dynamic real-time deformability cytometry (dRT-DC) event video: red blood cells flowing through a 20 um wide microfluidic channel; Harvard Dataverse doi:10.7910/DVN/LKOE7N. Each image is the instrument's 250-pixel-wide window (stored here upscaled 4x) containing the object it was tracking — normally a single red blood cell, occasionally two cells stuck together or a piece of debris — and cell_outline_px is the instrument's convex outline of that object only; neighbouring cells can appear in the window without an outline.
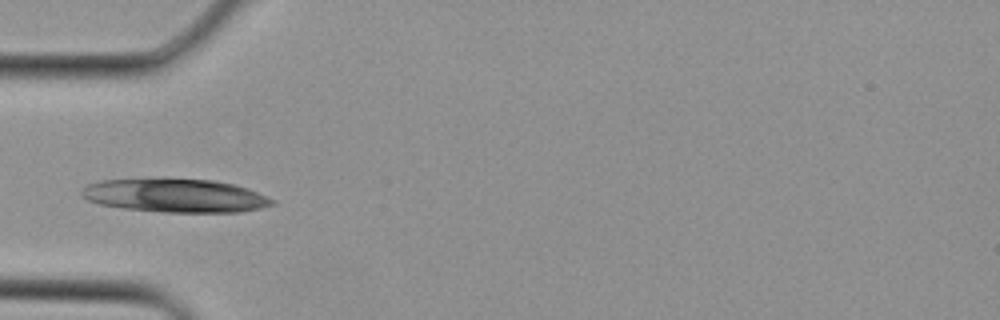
{"species": "Egyptian fruit bat (a non-hibernating species)", "species_latin": "Rousettus aegyptiacus", "temperature_condition": "cold", "stored_images_in_passage": 3, "camera_frame_rate_fps": 3000, "um_per_image_px": 0.085, "animal": {"sex": "female"}, "frame": {"image": 1, "passage_image": 3, "time_ms": 0.667, "image_size_px": [1000, 320], "cell_outline_px": [[276, 204], [260, 208], [240, 212], [164, 212], [124, 208], [100, 204], [88, 200], [80, 196], [80, 192], [88, 184], [100, 180], [212, 180], [236, 184], [248, 188], [268, 196], [276, 200]], "centroid_in_image_um": [14.96, 16.64], "position_along_channel_um": 70.0, "area_um2": 36.76}}